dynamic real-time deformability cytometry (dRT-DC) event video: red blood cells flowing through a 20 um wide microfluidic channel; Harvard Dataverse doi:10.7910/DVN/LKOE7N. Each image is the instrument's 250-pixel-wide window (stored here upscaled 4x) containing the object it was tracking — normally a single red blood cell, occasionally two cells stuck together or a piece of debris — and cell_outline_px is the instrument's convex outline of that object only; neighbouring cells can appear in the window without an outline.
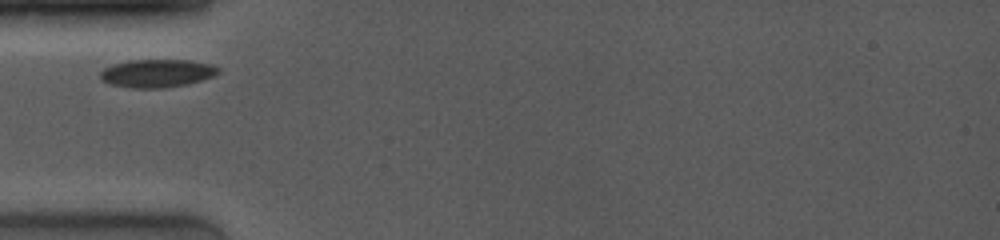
{"species": "common noctule bat (a hibernating species)", "species_latin": "Nyctalus noctula", "temperature_condition": "room temperature", "stored_images_in_passage": 38, "camera_frame_rate_fps": 4000, "um_per_image_px": 0.085, "animal": {"sex": "female", "body_mass_g": 19.0, "forearm_length_mm": 53.3}, "frame": {"image": 1, "passage_image": 1, "time_ms": 0.0, "image_size_px": [1000, 240], "cell_outline_px": [[220, 72], [212, 76], [200, 80], [184, 84], [164, 88], [132, 88], [112, 84], [100, 80], [100, 72], [104, 68], [112, 64], [128, 60], [188, 60], [208, 64], [220, 68]], "centroid_in_image_um": [13.29, 6.22], "position_along_channel_um": 71.7, "area_um2": 19.13}}
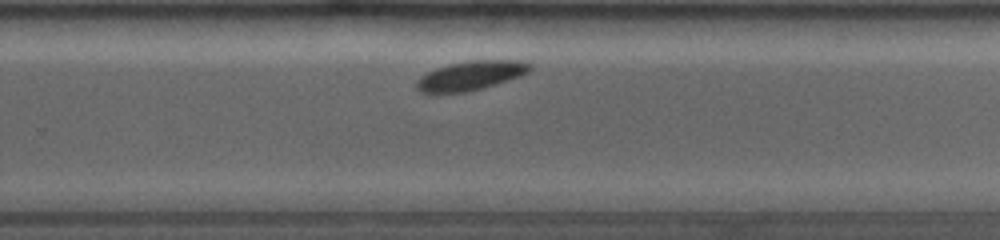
{"frame": {"image": 2, "passage_image": 27, "time_ms": 5.75, "image_size_px": [1000, 240], "cell_outline_px": [[532, 68], [528, 72], [520, 76], [508, 80], [480, 88], [464, 92], [420, 92], [416, 88], [416, 80], [420, 76], [436, 68], [448, 64], [468, 60], [524, 60], [532, 64]], "centroid_in_image_um": [40.03, 6.4], "position_along_channel_um": 289.8, "area_um2": 19.19}}
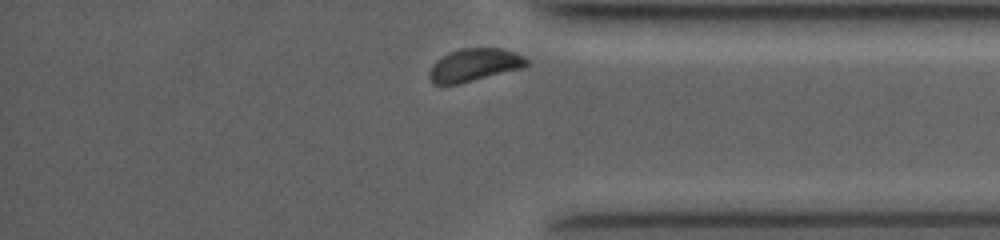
{"frame": {"image": 3, "passage_image": 36, "time_ms": 8.5, "image_size_px": [1000, 240], "cell_outline_px": [[528, 64], [524, 68], [460, 84], [432, 84], [428, 76], [428, 72], [436, 60], [460, 48], [500, 48], [524, 56], [528, 60]], "centroid_in_image_um": [40.32, 5.54], "position_along_channel_um": 394.9, "area_um2": 18.61}}